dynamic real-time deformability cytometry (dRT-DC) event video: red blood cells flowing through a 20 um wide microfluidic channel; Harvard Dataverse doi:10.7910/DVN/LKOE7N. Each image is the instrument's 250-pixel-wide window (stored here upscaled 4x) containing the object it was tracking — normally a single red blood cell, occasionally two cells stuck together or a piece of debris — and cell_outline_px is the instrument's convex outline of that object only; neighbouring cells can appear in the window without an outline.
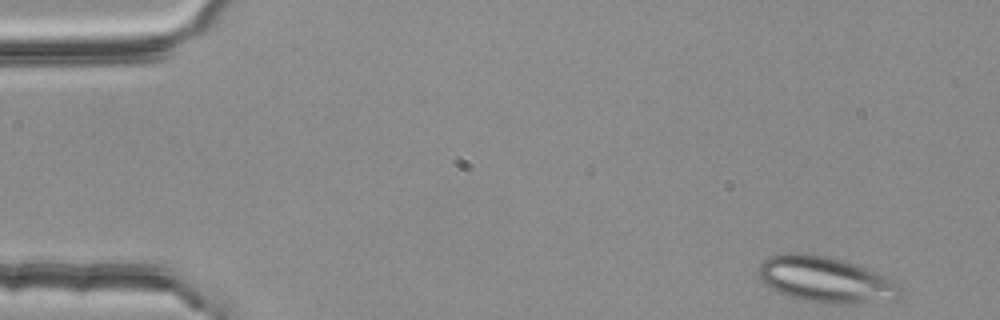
{"species": "common noctule bat (a hibernating species)", "species_latin": "Nyctalus noctula", "temperature_condition": "room temperature", "stored_images_in_passage": 5, "camera_frame_rate_fps": 3000, "um_per_image_px": 0.085, "animal": {"sex": "female", "body_mass_g": 25.1}, "frame": {"image": 1, "passage_image": 1, "time_ms": 0.0, "image_size_px": [1000, 320], "cell_outline_px": [[904, 288], [900, 300], [852, 304], [804, 300], [788, 296], [764, 284], [756, 272], [760, 264], [768, 256], [788, 252], [804, 252], [828, 256], [844, 260], [876, 272], [900, 284]], "centroid_in_image_um": [70.22, 23.75], "position_along_channel_um": 14.8, "area_um2": 38.32}}